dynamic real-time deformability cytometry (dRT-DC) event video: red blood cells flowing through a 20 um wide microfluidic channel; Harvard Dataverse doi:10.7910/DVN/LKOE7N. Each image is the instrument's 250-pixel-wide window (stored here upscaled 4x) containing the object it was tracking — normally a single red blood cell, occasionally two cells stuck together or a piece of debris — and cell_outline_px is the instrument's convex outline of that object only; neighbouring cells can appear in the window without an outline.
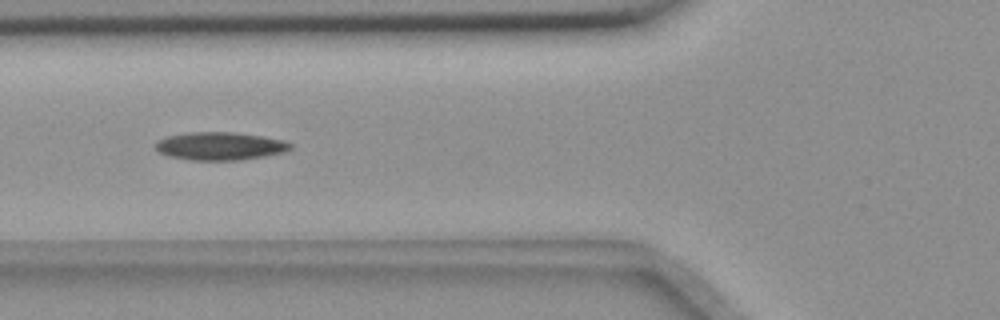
{"species": "common noctule bat (a hibernating species)", "species_latin": "Nyctalus noctula", "temperature_condition": "room temperature", "stored_images_in_passage": 9, "camera_frame_rate_fps": 3000, "um_per_image_px": 0.085, "animal": {"sex": "female", "body_mass_g": 18.4}, "frame": {"image": 1, "passage_image": 6, "time_ms": 1.667, "image_size_px": [1000, 320], "cell_outline_px": [[292, 148], [284, 152], [264, 156], [240, 160], [192, 160], [168, 156], [160, 152], [156, 148], [156, 140], [168, 136], [188, 132], [232, 132], [264, 136], [284, 140], [292, 144]], "centroid_in_image_um": [18.72, 12.41], "position_along_channel_um": 107.1, "area_um2": 22.02}}